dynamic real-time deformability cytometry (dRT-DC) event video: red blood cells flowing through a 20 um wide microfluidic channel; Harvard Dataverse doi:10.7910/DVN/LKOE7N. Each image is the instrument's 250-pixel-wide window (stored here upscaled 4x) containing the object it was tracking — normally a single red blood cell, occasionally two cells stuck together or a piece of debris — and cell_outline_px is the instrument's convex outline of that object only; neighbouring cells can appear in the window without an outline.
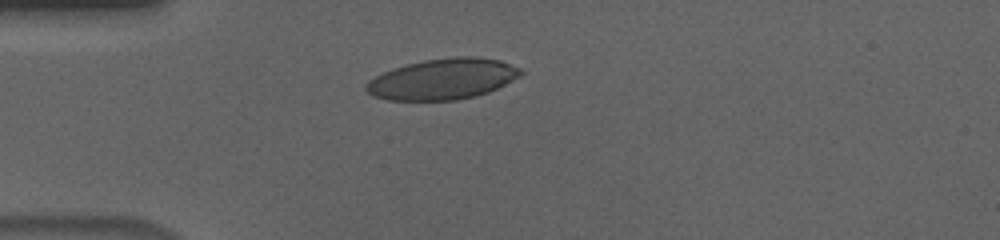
{"species": "human", "species_latin": "Homo sapiens", "temperature_condition": "cold", "stored_images_in_passage": 3, "camera_frame_rate_fps": 3000, "um_per_image_px": 0.085, "donor": {"sex": "male"}, "frame": {"image": 1, "passage_image": 1, "time_ms": 0.0, "image_size_px": [1000, 240], "cell_outline_px": [[524, 72], [520, 76], [488, 92], [476, 96], [456, 100], [388, 100], [372, 96], [364, 88], [368, 80], [384, 72], [408, 64], [424, 60], [456, 56], [472, 56], [500, 60], [520, 68]], "centroid_in_image_um": [37.63, 6.72], "position_along_channel_um": 47.4, "area_um2": 36.59}}